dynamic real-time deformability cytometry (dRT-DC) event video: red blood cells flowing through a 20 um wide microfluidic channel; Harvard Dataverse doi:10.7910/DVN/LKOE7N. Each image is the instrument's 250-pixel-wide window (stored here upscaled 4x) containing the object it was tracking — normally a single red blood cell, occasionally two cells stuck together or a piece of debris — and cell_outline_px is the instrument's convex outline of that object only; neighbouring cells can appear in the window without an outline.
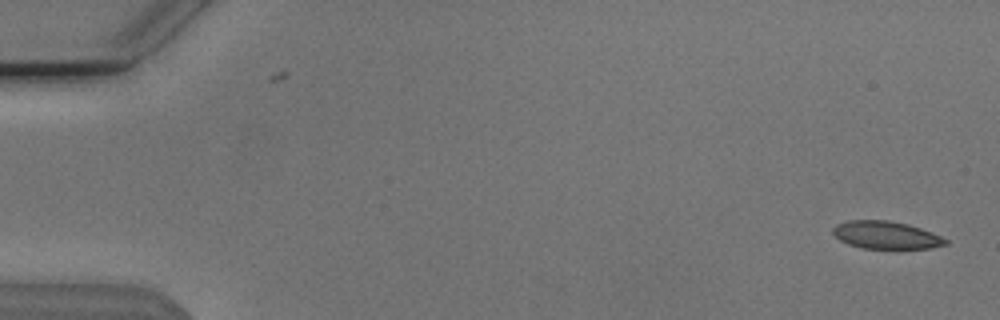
{"species": "Egyptian fruit bat (a non-hibernating species)", "species_latin": "Rousettus aegyptiacus", "temperature_condition": "cold", "stored_images_in_passage": 53, "camera_frame_rate_fps": 3000, "um_per_image_px": 0.085, "animal": {"sex": "male"}, "frame": {"image": 1, "passage_image": 1, "time_ms": 0.0, "image_size_px": [1000, 320], "cell_outline_px": [[948, 244], [928, 248], [860, 248], [848, 244], [840, 240], [832, 232], [832, 228], [836, 224], [848, 220], [888, 220], [908, 224], [932, 232], [948, 240]], "centroid_in_image_um": [75.29, 19.97], "position_along_channel_um": 9.7, "area_um2": 18.09}}
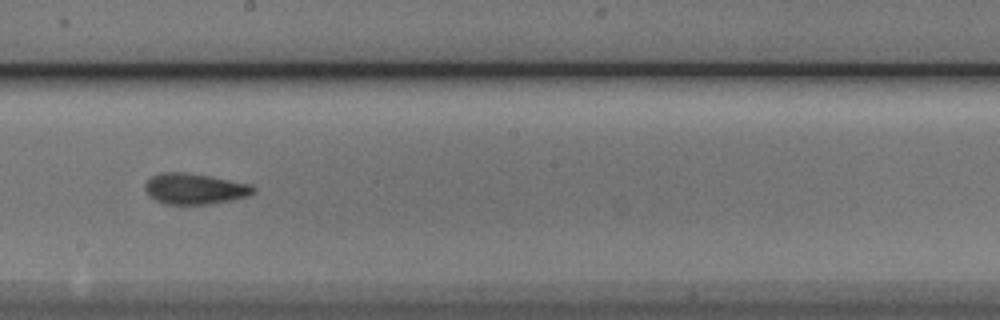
{"frame": {"image": 2, "passage_image": 30, "time_ms": 9.667, "image_size_px": [1000, 320], "cell_outline_px": [[256, 192], [248, 196], [232, 200], [208, 204], [164, 204], [148, 196], [144, 188], [144, 184], [152, 176], [164, 172], [184, 172], [208, 176], [252, 184], [256, 188]], "centroid_in_image_um": [16.56, 16.05], "position_along_channel_um": 231.6, "area_um2": 19.54}}
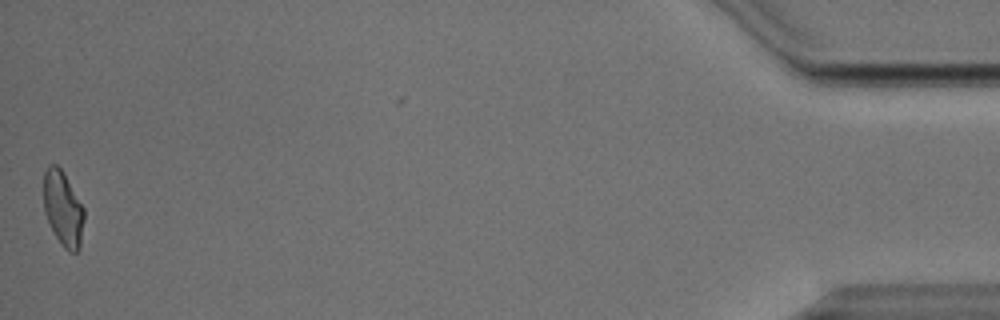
{"frame": {"image": 3, "passage_image": 53, "time_ms": 17.333, "image_size_px": [1000, 320], "cell_outline_px": [[84, 220], [80, 248], [76, 252], [68, 252], [60, 244], [44, 212], [44, 172], [48, 164], [56, 164], [64, 172], [84, 208]], "centroid_in_image_um": [5.37, 17.73], "position_along_channel_um": 429.8, "area_um2": 17.74}, "authors_computed_cell_mechanics": {"area_um2": 19.0162, "velocity_mm_per_s": 3.813, "shape_relaxation_time_tau1_ms": null, "shape_relaxation_time_tau2_ms": 2.1207, "deformation_change_tau1": null, "deformation_change_tau2": 0.084}}